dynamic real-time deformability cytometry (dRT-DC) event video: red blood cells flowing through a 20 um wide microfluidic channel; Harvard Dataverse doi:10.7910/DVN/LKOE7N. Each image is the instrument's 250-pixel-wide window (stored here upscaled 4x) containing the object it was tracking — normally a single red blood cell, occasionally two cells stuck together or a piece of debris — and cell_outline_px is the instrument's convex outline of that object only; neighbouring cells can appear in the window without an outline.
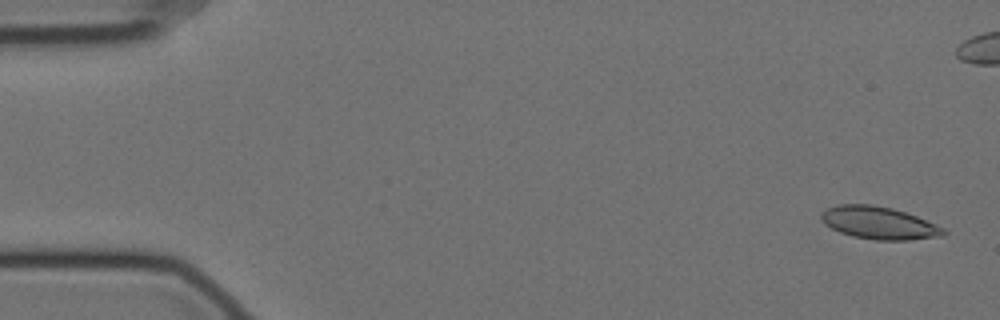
{"species": "Egyptian fruit bat (a non-hibernating species)", "species_latin": "Rousettus aegyptiacus", "temperature_condition": "cold", "stored_images_in_passage": 58, "camera_frame_rate_fps": 3000, "um_per_image_px": 0.085, "animal": {"sex": "female"}, "frame": {"image": 1, "passage_image": 2, "time_ms": 0.333, "image_size_px": [1000, 320], "cell_outline_px": [[948, 232], [944, 236], [908, 240], [876, 240], [852, 236], [840, 232], [824, 224], [820, 216], [820, 212], [828, 208], [840, 204], [872, 204], [892, 208], [916, 216], [936, 224], [944, 228]], "centroid_in_image_um": [74.72, 18.95], "position_along_channel_um": 10.3, "area_um2": 23.24}}
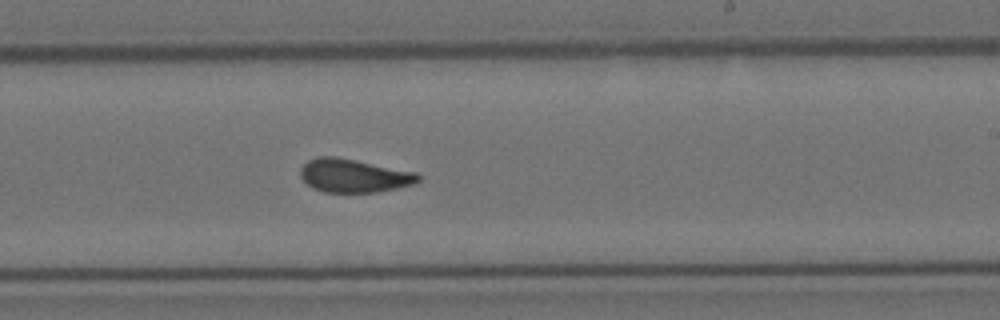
{"frame": {"image": 2, "passage_image": 34, "time_ms": 11.0, "image_size_px": [1000, 320], "cell_outline_px": [[420, 180], [416, 184], [376, 192], [324, 192], [312, 188], [300, 176], [300, 168], [308, 160], [316, 156], [336, 156], [416, 172], [420, 176]], "centroid_in_image_um": [30.07, 14.92], "position_along_channel_um": 258.9, "area_um2": 23.0}}
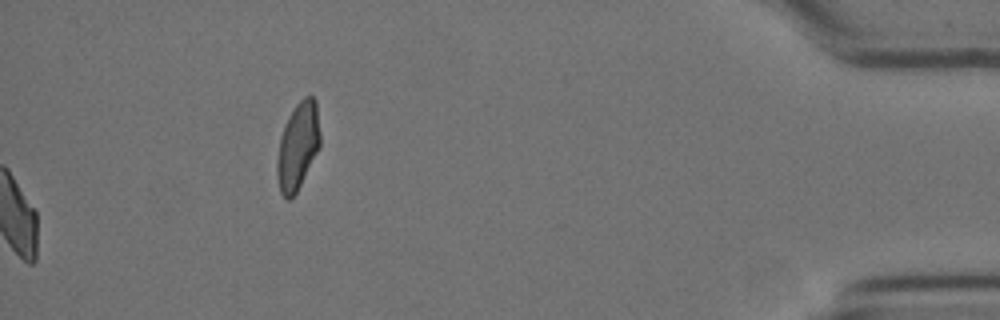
{"frame": {"image": 3, "passage_image": 58, "time_ms": 19.0, "image_size_px": [1000, 320], "cell_outline_px": [[320, 144], [296, 192], [288, 200], [280, 192], [276, 176], [276, 160], [280, 136], [284, 124], [296, 104], [304, 96], [312, 96], [316, 100], [320, 132]], "centroid_in_image_um": [25.29, 12.38], "position_along_channel_um": 409.9, "area_um2": 21.68}, "authors_computed_cell_mechanics": {"area_um2": 22.8888, "velocity_mm_per_s": 3.4989, "shape_relaxation_time_tau1_ms": 7.0273, "shape_relaxation_time_tau2_ms": 1.923, "deformation_change_tau1": 0.1538, "deformation_change_tau2": 0.0694}}